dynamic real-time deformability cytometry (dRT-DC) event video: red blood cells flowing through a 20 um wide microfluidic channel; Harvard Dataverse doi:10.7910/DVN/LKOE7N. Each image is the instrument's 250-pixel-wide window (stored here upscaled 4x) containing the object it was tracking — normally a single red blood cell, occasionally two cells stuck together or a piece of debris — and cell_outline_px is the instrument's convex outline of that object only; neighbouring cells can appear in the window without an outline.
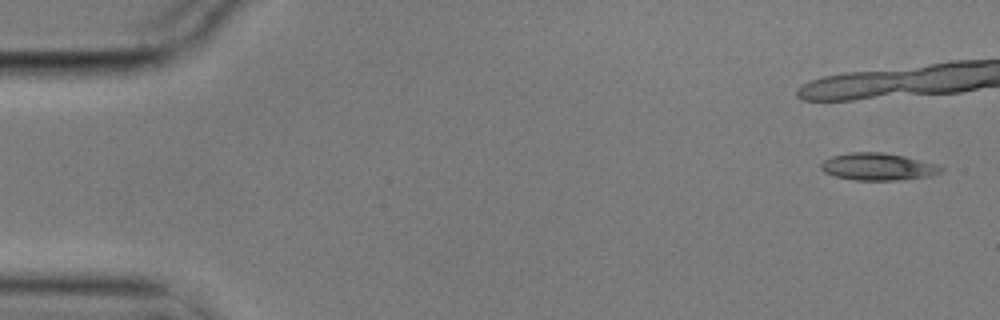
{"species": "common noctule bat (a hibernating species)", "species_latin": "Nyctalus noctula", "temperature_condition": "cold", "stored_images_in_passage": 8, "camera_frame_rate_fps": 3000, "um_per_image_px": 0.085, "animal": {"sex": "male", "body_mass_g": 17.9}, "frame": {"image": 1, "passage_image": 1, "time_ms": 0.0, "image_size_px": [1000, 320], "cell_outline_px": [[944, 172], [932, 176], [896, 180], [856, 180], [836, 176], [824, 172], [820, 168], [820, 164], [824, 160], [832, 156], [852, 152], [880, 152], [904, 156], [936, 164], [944, 168]], "centroid_in_image_um": [74.65, 14.17], "position_along_channel_um": 10.3, "area_um2": 19.02}}
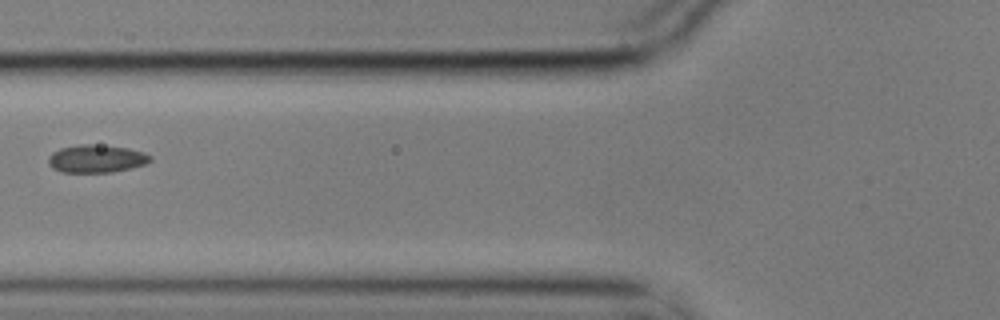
{"frame": {"image": 2, "passage_image": 8, "time_ms": 2.333, "image_size_px": [1000, 320], "cell_outline_px": [[152, 160], [144, 164], [112, 172], [60, 172], [52, 168], [48, 164], [48, 156], [52, 152], [60, 148], [80, 144], [92, 144], [128, 148], [144, 152], [152, 156]], "centroid_in_image_um": [8.16, 13.48], "position_along_channel_um": 117.6, "area_um2": 16.53}}